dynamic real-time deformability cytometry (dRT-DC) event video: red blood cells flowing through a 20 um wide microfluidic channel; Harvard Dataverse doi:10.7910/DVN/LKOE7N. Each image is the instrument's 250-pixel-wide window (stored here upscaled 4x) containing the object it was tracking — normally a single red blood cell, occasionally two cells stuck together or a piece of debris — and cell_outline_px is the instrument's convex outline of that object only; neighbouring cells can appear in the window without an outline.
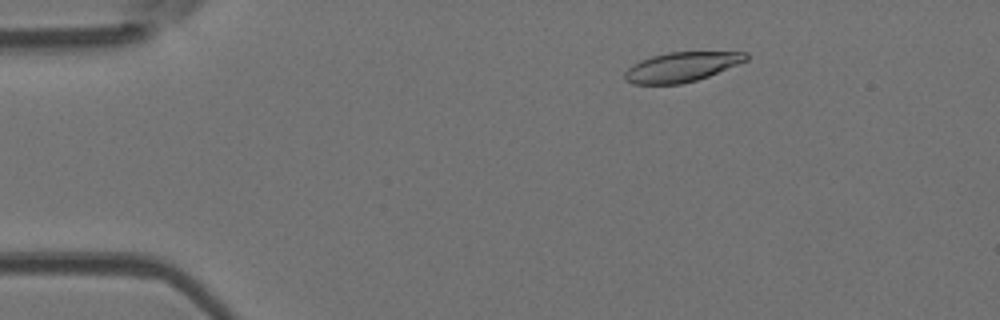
{"species": "Egyptian fruit bat (a non-hibernating species)", "species_latin": "Rousettus aegyptiacus", "temperature_condition": "room temperature", "stored_images_in_passage": 52, "camera_frame_rate_fps": 3000, "um_per_image_px": 0.085, "animal": {"sex": "female"}, "frame": {"image": 1, "passage_image": 9, "time_ms": 2.667, "image_size_px": [1000, 320], "cell_outline_px": [[748, 60], [708, 76], [696, 80], [680, 84], [632, 84], [624, 80], [624, 72], [632, 64], [640, 60], [652, 56], [668, 52], [748, 52]], "centroid_in_image_um": [57.9, 5.69], "position_along_channel_um": 27.1, "area_um2": 20.92}}
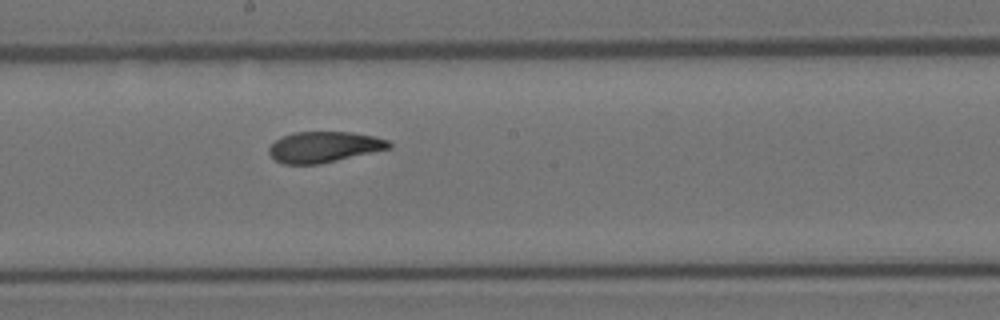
{"frame": {"image": 2, "passage_image": 29, "time_ms": 9.333, "image_size_px": [1000, 320], "cell_outline_px": [[392, 148], [320, 164], [284, 164], [276, 160], [268, 152], [268, 148], [276, 140], [292, 132], [352, 132], [376, 136], [388, 140], [392, 144]], "centroid_in_image_um": [27.58, 12.49], "position_along_channel_um": 220.6, "area_um2": 21.62}}
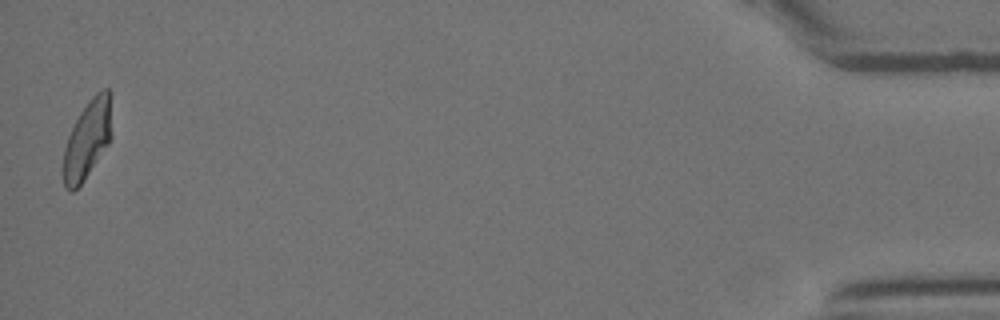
{"frame": {"image": 3, "passage_image": 52, "time_ms": 17.0, "image_size_px": [1000, 320], "cell_outline_px": [[112, 136], [108, 144], [84, 180], [72, 192], [68, 192], [64, 188], [64, 148], [68, 136], [80, 112], [88, 100], [96, 92], [104, 88], [108, 88], [112, 92]], "centroid_in_image_um": [7.48, 11.78], "position_along_channel_um": 427.7, "area_um2": 22.43}, "authors_computed_cell_mechanics": {"area_um2": 22.3108, "velocity_mm_per_s": 3.8918, "shape_relaxation_time_tau1_ms": 5.8794, "shape_relaxation_time_tau2_ms": 1.9019, "deformation_change_tau1": 0.1859, "deformation_change_tau2": 0.0779}}